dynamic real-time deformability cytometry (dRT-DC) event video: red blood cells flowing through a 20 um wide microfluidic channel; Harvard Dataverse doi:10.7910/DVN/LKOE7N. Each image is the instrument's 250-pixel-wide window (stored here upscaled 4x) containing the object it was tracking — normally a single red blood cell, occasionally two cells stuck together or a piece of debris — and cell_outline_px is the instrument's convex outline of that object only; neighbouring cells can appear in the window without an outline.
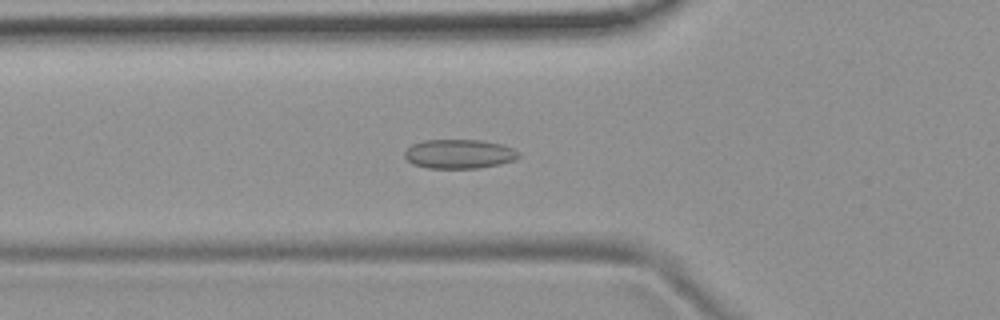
{"species": "common noctule bat (a hibernating species)", "species_latin": "Nyctalus noctula", "temperature_condition": "room temperature", "stored_images_in_passage": 54, "camera_frame_rate_fps": 3000, "um_per_image_px": 0.085, "animal": {"sex": "female", "body_mass_g": 19.9}, "frame": {"image": 1, "passage_image": 19, "time_ms": 6.0, "image_size_px": [1000, 320], "cell_outline_px": [[520, 156], [512, 160], [500, 164], [480, 168], [428, 168], [412, 164], [404, 156], [404, 152], [412, 144], [424, 140], [480, 140], [500, 144], [512, 148], [520, 152]], "centroid_in_image_um": [39.01, 13.09], "position_along_channel_um": 86.8, "area_um2": 19.36}}
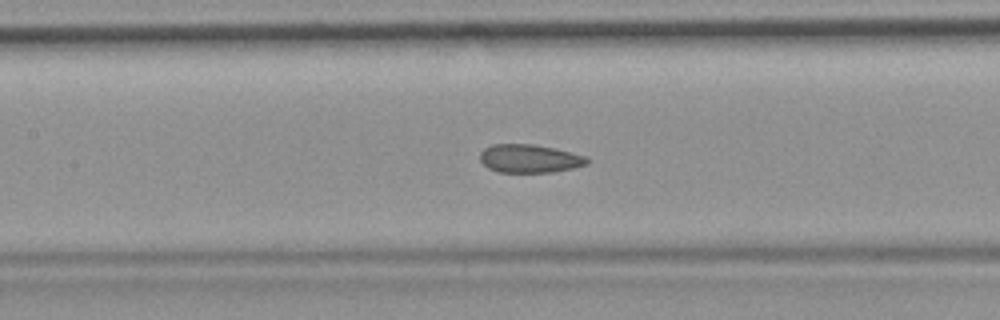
{"frame": {"image": 2, "passage_image": 25, "time_ms": 8.0, "image_size_px": [1000, 320], "cell_outline_px": [[592, 160], [588, 164], [572, 168], [552, 172], [496, 172], [488, 168], [480, 160], [480, 152], [484, 148], [492, 144], [532, 144], [556, 148], [588, 156]], "centroid_in_image_um": [45.05, 13.47], "position_along_channel_um": 162.4, "area_um2": 17.92}}
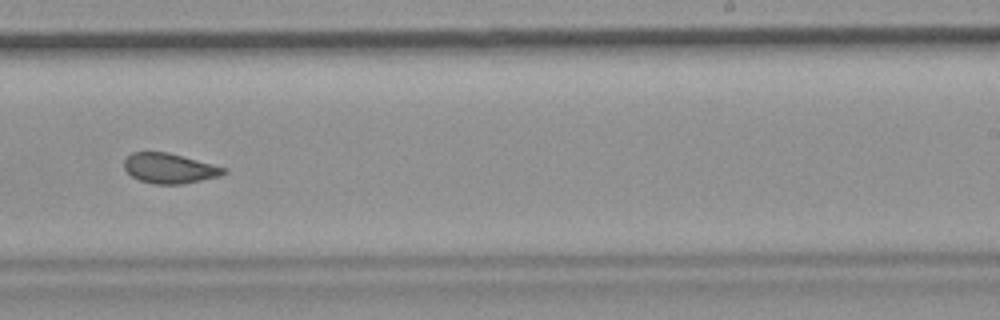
{"frame": {"image": 3, "passage_image": 34, "time_ms": 11.0, "image_size_px": [1000, 320], "cell_outline_px": [[228, 172], [220, 176], [180, 184], [152, 184], [140, 180], [132, 176], [124, 168], [124, 160], [132, 152], [168, 152], [228, 168]], "centroid_in_image_um": [14.42, 14.3], "position_along_channel_um": 274.6, "area_um2": 17.4}, "authors_computed_cell_mechanics": {"area_um2": 18.5827, "velocity_mm_per_s": 3.7644, "shape_relaxation_time_tau1_ms": null, "shape_relaxation_time_tau2_ms": 1.5415, "deformation_change_tau1": null, "deformation_change_tau2": 0.0745}}